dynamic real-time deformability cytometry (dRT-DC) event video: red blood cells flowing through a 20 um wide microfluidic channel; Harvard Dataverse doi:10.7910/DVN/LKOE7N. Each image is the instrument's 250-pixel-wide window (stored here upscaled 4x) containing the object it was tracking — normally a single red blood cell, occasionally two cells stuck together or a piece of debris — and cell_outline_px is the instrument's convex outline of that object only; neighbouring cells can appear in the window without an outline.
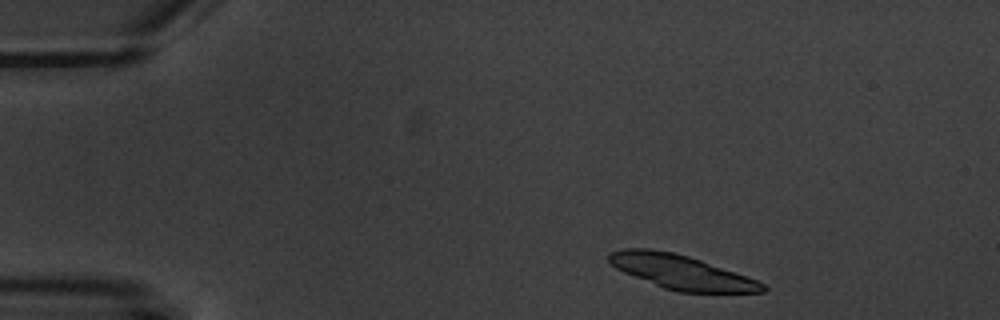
{"species": "common noctule bat (a hibernating species)", "species_latin": "Nyctalus noctula", "temperature_condition": "warm", "stored_images_in_passage": 8, "camera_frame_rate_fps": 3000, "um_per_image_px": 0.085, "animal": {"sex": "male", "body_mass_g": 20.1, "forearm_length_mm": 53.5}, "frame": {"image": 1, "passage_image": 1, "time_ms": 0.0, "image_size_px": [1000, 320], "cell_outline_px": [[768, 288], [764, 292], [676, 292], [664, 288], [624, 272], [616, 268], [608, 260], [608, 252], [624, 248], [648, 248], [672, 252], [688, 256], [700, 260], [756, 280], [764, 284]], "centroid_in_image_um": [57.86, 23.12], "position_along_channel_um": 27.1, "area_um2": 30.17}}